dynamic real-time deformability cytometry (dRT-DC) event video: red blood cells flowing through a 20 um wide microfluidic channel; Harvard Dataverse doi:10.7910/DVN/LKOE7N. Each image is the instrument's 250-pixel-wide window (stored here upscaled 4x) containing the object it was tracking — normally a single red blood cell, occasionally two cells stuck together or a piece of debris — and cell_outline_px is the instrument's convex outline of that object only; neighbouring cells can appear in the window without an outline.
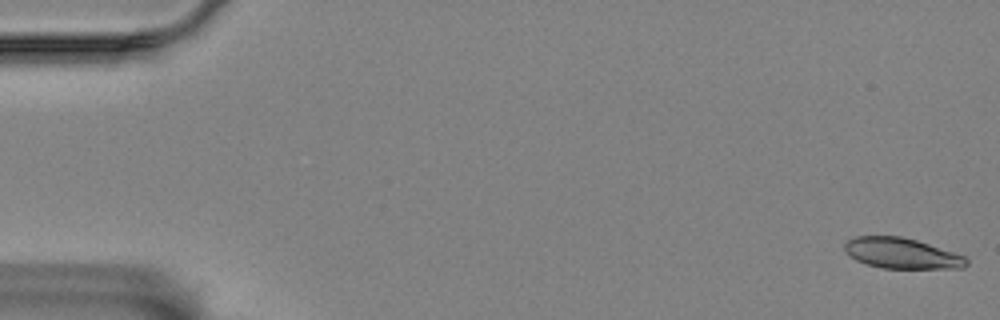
{"species": "Egyptian fruit bat (a non-hibernating species)", "species_latin": "Rousettus aegyptiacus", "temperature_condition": "room temperature", "stored_images_in_passage": 14, "camera_frame_rate_fps": 3000, "um_per_image_px": 0.085, "animal": {"sex": "female"}, "frame": {"image": 1, "passage_image": 1, "time_ms": 0.0, "image_size_px": [1000, 320], "cell_outline_px": [[968, 264], [964, 268], [884, 268], [868, 264], [856, 260], [844, 248], [844, 244], [848, 240], [856, 236], [900, 236], [916, 240], [964, 256], [968, 260]], "centroid_in_image_um": [76.65, 21.53], "position_along_channel_um": 8.3, "area_um2": 21.33}}
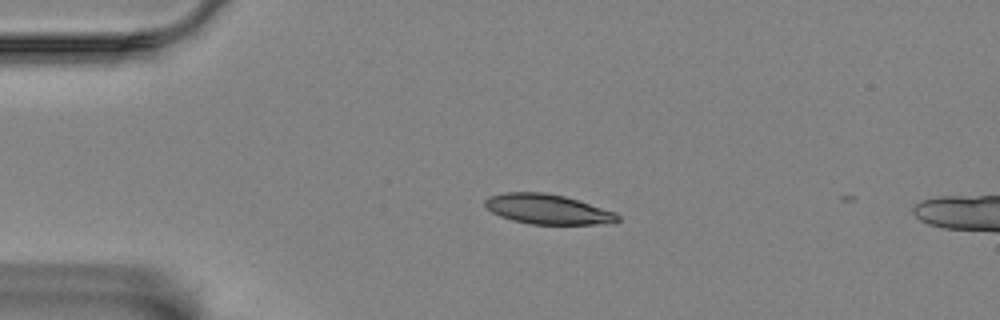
{"frame": {"image": 2, "passage_image": 13, "time_ms": 4.0, "image_size_px": [1000, 320], "cell_outline_px": [[620, 220], [616, 224], [532, 224], [512, 220], [500, 216], [492, 212], [484, 204], [484, 200], [488, 196], [504, 192], [544, 192], [564, 196], [616, 212], [620, 216]], "centroid_in_image_um": [46.58, 17.79], "position_along_channel_um": 38.4, "area_um2": 23.24}}